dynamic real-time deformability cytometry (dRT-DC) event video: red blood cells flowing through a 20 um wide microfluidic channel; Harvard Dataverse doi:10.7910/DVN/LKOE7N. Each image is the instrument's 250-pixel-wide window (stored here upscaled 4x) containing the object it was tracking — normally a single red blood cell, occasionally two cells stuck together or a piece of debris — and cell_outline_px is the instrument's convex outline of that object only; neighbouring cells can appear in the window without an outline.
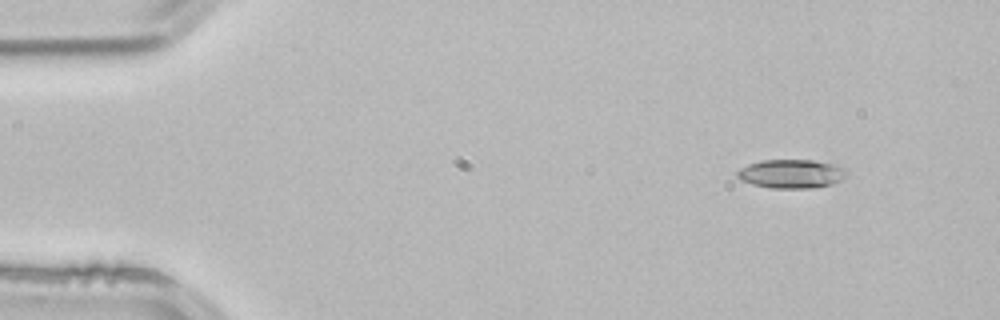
{"species": "common noctule bat (a hibernating species)", "species_latin": "Nyctalus noctula", "temperature_condition": "room temperature", "stored_images_in_passage": 4, "segment_of_instrument_passage": [1, 2], "camera_frame_rate_fps": 3000, "um_per_image_px": 0.085, "animal": {"sex": "male", "body_mass_g": 21.5, "forearm_length_mm": 52.0}, "frame": {"image": 1, "passage_image": 1, "time_ms": 0.0, "image_size_px": [1000, 320], "cell_outline_px": [[848, 172], [840, 180], [832, 184], [812, 188], [768, 188], [752, 184], [740, 180], [736, 176], [736, 172], [740, 168], [748, 164], [760, 160], [812, 160], [836, 164], [844, 168]], "centroid_in_image_um": [67.23, 14.77], "position_along_channel_um": 17.8, "area_um2": 18.5}}
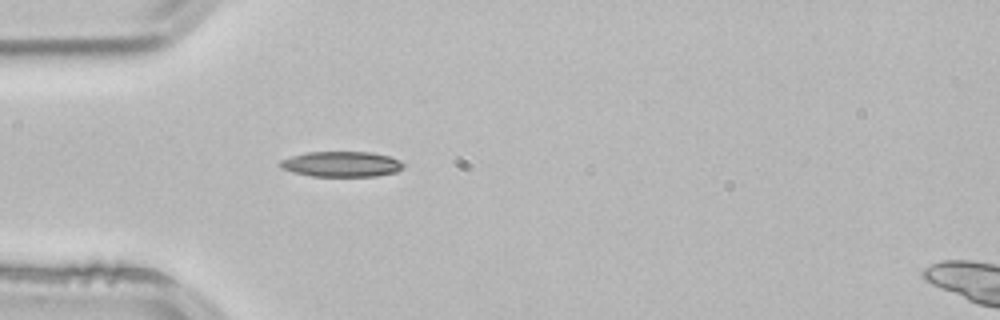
{"frame": {"image": 2, "passage_image": 3, "time_ms": 0.667, "image_size_px": [1000, 320], "cell_outline_px": [[404, 164], [396, 172], [376, 176], [312, 176], [292, 172], [280, 168], [280, 160], [292, 156], [308, 152], [372, 152], [388, 156], [400, 160]], "centroid_in_image_um": [29.01, 13.95], "position_along_channel_um": 56.0, "area_um2": 18.15}}